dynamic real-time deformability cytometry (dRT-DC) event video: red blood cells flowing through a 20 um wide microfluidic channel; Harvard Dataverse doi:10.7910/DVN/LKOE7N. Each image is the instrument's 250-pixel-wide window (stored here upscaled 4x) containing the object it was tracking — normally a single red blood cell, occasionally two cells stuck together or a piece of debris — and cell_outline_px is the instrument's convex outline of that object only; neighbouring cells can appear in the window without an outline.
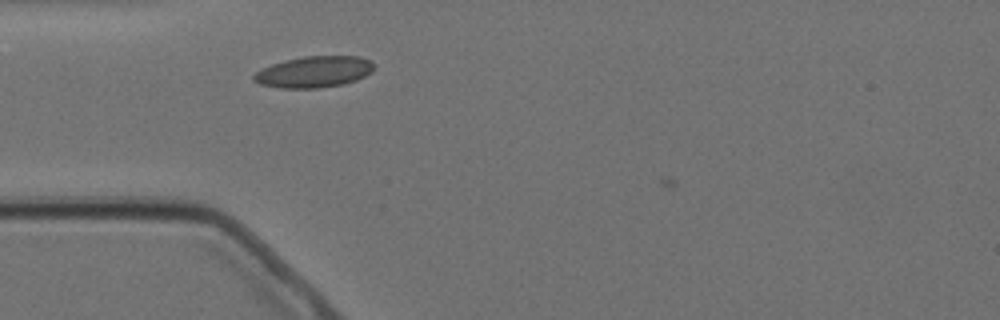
{"species": "Egyptian fruit bat (a non-hibernating species)", "species_latin": "Rousettus aegyptiacus", "temperature_condition": "cold", "stored_images_in_passage": 2, "camera_frame_rate_fps": 3000, "um_per_image_px": 0.085, "animal": {"sex": "female"}, "frame": {"image": 1, "passage_image": 2, "time_ms": 1.333, "image_size_px": [1000, 320], "cell_outline_px": [[372, 72], [356, 80], [344, 84], [320, 88], [280, 88], [260, 84], [252, 80], [252, 76], [260, 68], [284, 60], [304, 56], [360, 56], [368, 60], [372, 64]], "centroid_in_image_um": [26.64, 6.11], "position_along_channel_um": 58.4, "area_um2": 21.96}}